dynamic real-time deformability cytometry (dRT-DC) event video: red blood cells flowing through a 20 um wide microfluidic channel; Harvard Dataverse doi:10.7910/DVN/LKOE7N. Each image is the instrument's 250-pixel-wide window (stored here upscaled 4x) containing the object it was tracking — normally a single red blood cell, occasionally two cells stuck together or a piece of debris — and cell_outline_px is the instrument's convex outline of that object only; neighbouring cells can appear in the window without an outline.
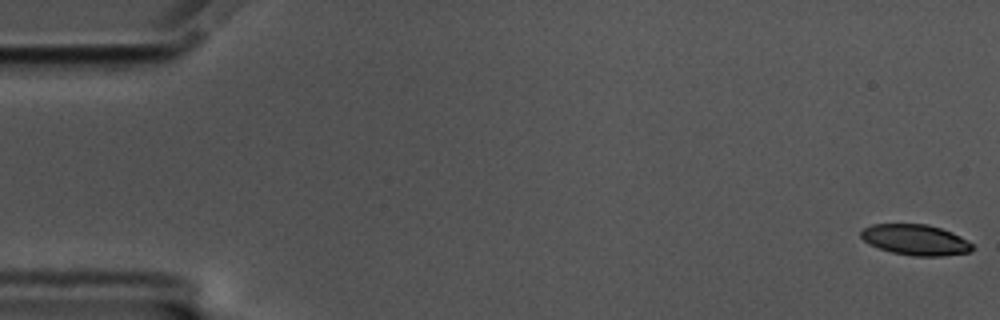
{"species": "common noctule bat (a hibernating species)", "species_latin": "Nyctalus noctula", "temperature_condition": "cold", "stored_images_in_passage": 60, "camera_frame_rate_fps": 3000, "um_per_image_px": 0.085, "animal": {"sex": "male", "body_mass_g": 17.5, "forearm_length_mm": 52.3}, "frame": {"image": 1, "passage_image": 1, "time_ms": 0.0, "image_size_px": [1000, 320], "cell_outline_px": [[972, 252], [940, 256], [912, 256], [892, 252], [868, 244], [860, 236], [860, 232], [864, 228], [872, 224], [928, 224], [952, 232], [960, 236], [972, 244]], "centroid_in_image_um": [77.81, 20.38], "position_along_channel_um": 7.2, "area_um2": 19.88}}
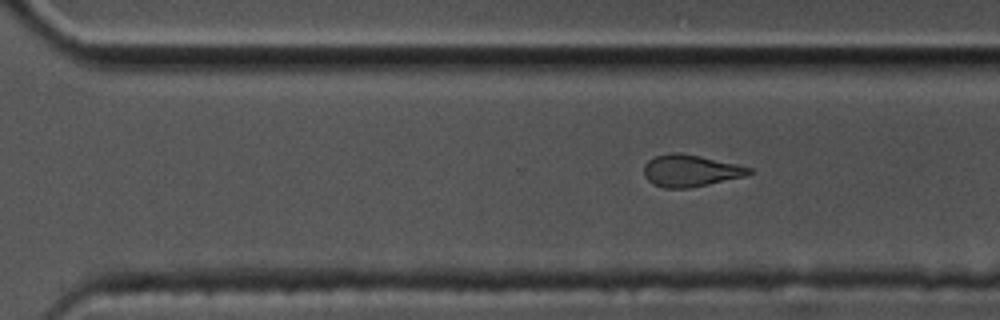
{"frame": {"image": 2, "passage_image": 40, "time_ms": 13.0, "image_size_px": [1000, 320], "cell_outline_px": [[752, 172], [744, 176], [708, 184], [688, 188], [664, 188], [652, 184], [644, 176], [644, 164], [648, 160], [656, 156], [672, 152], [680, 152], [740, 164], [752, 168]], "centroid_in_image_um": [58.67, 14.5], "position_along_channel_um": 311.9, "area_um2": 19.59}}
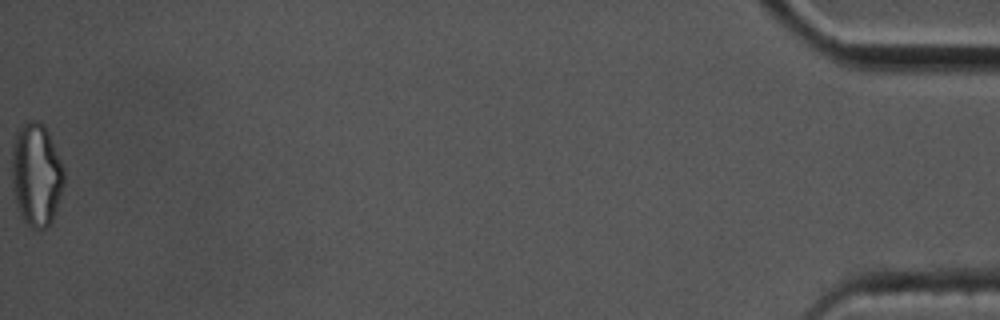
{"frame": {"image": 3, "passage_image": 59, "time_ms": 19.333, "image_size_px": [1000, 320], "cell_outline_px": [[64, 184], [52, 220], [48, 228], [32, 228], [20, 216], [12, 184], [12, 144], [16, 132], [28, 120], [40, 120], [44, 124], [48, 132], [64, 168]], "centroid_in_image_um": [3.08, 14.82], "position_along_channel_um": 432.1, "area_um2": 31.27}}